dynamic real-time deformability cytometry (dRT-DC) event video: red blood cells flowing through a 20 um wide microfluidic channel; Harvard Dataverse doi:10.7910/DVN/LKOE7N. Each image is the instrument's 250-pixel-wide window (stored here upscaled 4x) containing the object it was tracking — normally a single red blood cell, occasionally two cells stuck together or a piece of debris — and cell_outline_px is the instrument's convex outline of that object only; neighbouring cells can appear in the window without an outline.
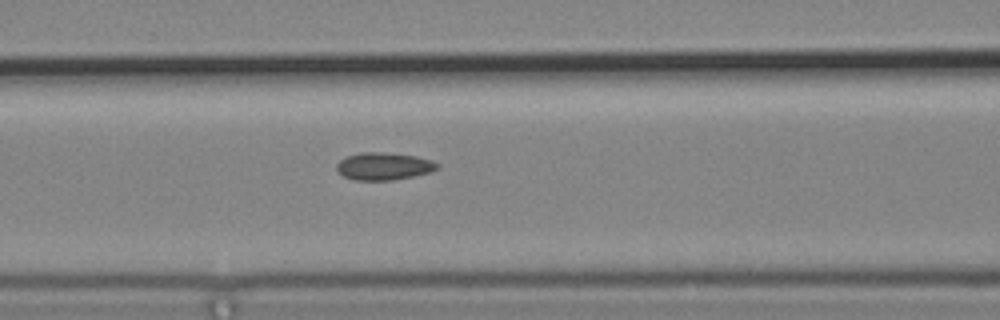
{"species": "common noctule bat (a hibernating species)", "species_latin": "Nyctalus noctula", "temperature_condition": "cold", "stored_images_in_passage": 6, "camera_frame_rate_fps": 3000, "um_per_image_px": 0.085, "animal": {"sex": "male", "body_mass_g": 19.2, "forearm_length_mm": 51.8}, "frame": {"image": 1, "passage_image": 5, "time_ms": 1.333, "image_size_px": [1000, 320], "cell_outline_px": [[440, 168], [432, 172], [392, 180], [356, 180], [344, 176], [336, 168], [336, 164], [340, 160], [348, 156], [360, 152], [384, 152], [416, 156], [432, 160], [440, 164]], "centroid_in_image_um": [32.67, 14.12], "position_along_channel_um": 133.9, "area_um2": 16.13}}